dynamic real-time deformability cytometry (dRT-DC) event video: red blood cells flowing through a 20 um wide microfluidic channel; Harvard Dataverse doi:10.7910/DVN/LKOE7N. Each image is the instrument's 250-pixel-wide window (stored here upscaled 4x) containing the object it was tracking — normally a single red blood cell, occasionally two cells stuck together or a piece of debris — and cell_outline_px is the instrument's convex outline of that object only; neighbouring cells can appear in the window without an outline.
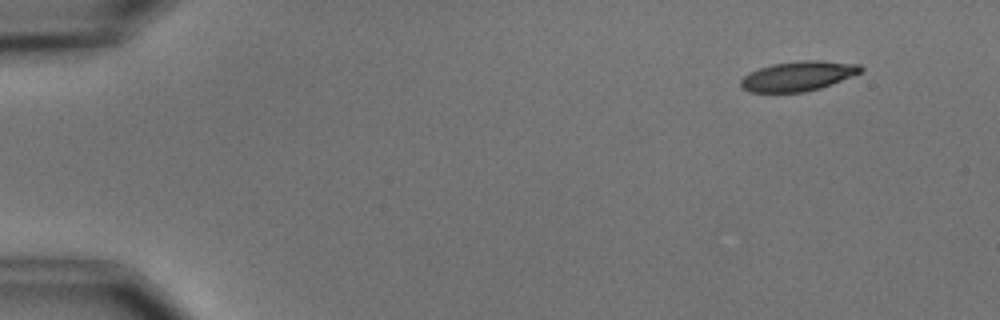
{"species": "common noctule bat (a hibernating species)", "species_latin": "Nyctalus noctula", "temperature_condition": "cold", "stored_images_in_passage": 5, "camera_frame_rate_fps": 3000, "um_per_image_px": 0.085, "animal": {"sex": "male", "body_mass_g": 15.6}, "frame": {"image": 1, "passage_image": 2, "time_ms": 1.333, "image_size_px": [1000, 320], "cell_outline_px": [[864, 68], [860, 72], [832, 84], [820, 88], [804, 92], [748, 92], [740, 88], [740, 80], [748, 72], [772, 64], [800, 60], [820, 60], [860, 64]], "centroid_in_image_um": [67.8, 6.46], "position_along_channel_um": 17.2, "area_um2": 20.87}}
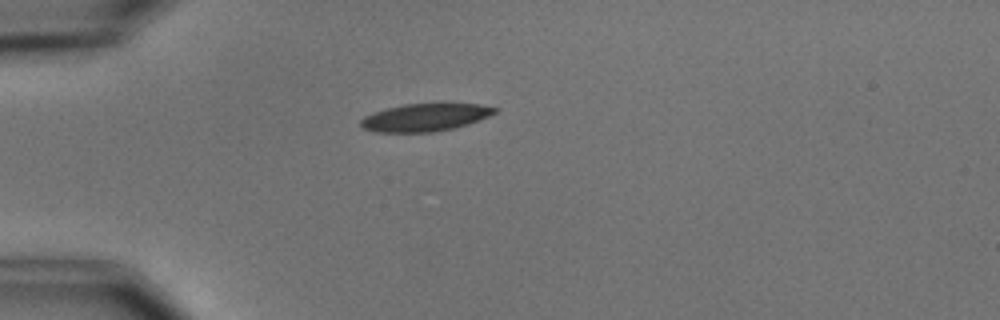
{"frame": {"image": 2, "passage_image": 5, "time_ms": 4.667, "image_size_px": [1000, 320], "cell_outline_px": [[500, 108], [496, 112], [480, 120], [456, 128], [436, 132], [376, 132], [364, 128], [360, 124], [360, 120], [364, 116], [372, 112], [404, 104], [444, 100], [480, 104]], "centroid_in_image_um": [36.22, 9.92], "position_along_channel_um": 48.8, "area_um2": 22.72}}